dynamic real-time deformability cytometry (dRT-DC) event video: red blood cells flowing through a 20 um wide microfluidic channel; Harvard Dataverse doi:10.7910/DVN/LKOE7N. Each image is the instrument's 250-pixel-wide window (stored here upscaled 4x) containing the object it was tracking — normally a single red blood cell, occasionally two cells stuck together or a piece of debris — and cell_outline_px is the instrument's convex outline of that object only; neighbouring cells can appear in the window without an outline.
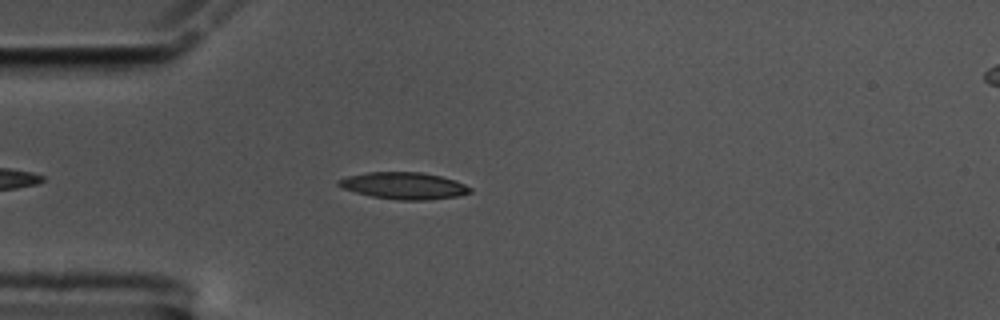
{"species": "common noctule bat (a hibernating species)", "species_latin": "Nyctalus noctula", "temperature_condition": "cold", "stored_images_in_passage": 49, "camera_frame_rate_fps": 3000, "um_per_image_px": 0.085, "animal": {"sex": "male", "body_mass_g": 17.5, "forearm_length_mm": 52.3}, "frame": {"image": 1, "passage_image": 7, "time_ms": 2.0, "image_size_px": [1000, 320], "cell_outline_px": [[472, 192], [456, 196], [428, 200], [400, 200], [372, 196], [356, 192], [344, 188], [336, 184], [336, 180], [348, 176], [368, 172], [420, 172], [440, 176], [456, 180], [472, 188]], "centroid_in_image_um": [34.34, 15.78], "position_along_channel_um": 50.7, "area_um2": 20.46}}
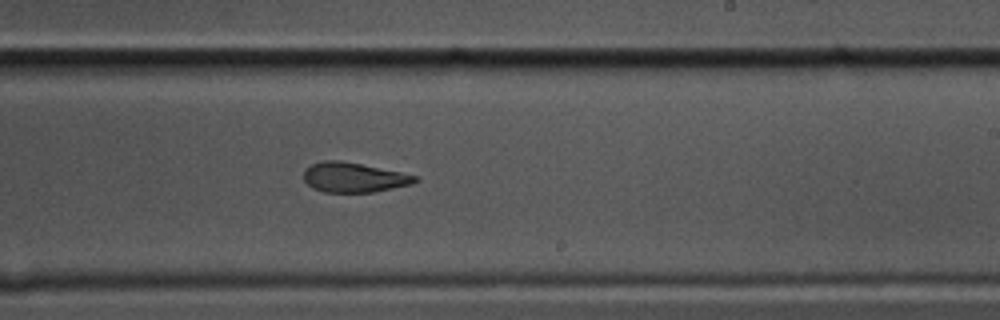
{"frame": {"image": 2, "passage_image": 26, "time_ms": 8.333, "image_size_px": [1000, 320], "cell_outline_px": [[420, 180], [412, 184], [372, 192], [324, 192], [312, 188], [304, 180], [304, 168], [312, 164], [324, 160], [340, 160], [420, 176]], "centroid_in_image_um": [30.07, 15.08], "position_along_channel_um": 258.9, "area_um2": 19.31}}
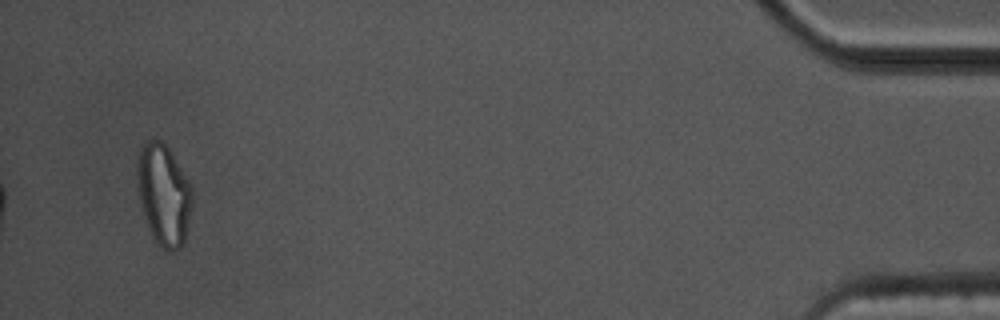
{"frame": {"image": 3, "passage_image": 47, "time_ms": 15.333, "image_size_px": [1000, 320], "cell_outline_px": [[192, 204], [184, 240], [180, 248], [168, 252], [156, 244], [148, 228], [140, 208], [136, 184], [136, 168], [140, 148], [148, 140], [160, 140], [168, 148], [188, 180], [192, 188]], "centroid_in_image_um": [13.88, 16.57], "position_along_channel_um": 421.3, "area_um2": 32.6}, "authors_computed_cell_mechanics": {"area_um2": 20.4034, "velocity_mm_per_s": 3.4494, "shape_relaxation_time_tau1_ms": null, "shape_relaxation_time_tau2_ms": 4.8118, "deformation_change_tau1": null, "deformation_change_tau2": 0.1244}}